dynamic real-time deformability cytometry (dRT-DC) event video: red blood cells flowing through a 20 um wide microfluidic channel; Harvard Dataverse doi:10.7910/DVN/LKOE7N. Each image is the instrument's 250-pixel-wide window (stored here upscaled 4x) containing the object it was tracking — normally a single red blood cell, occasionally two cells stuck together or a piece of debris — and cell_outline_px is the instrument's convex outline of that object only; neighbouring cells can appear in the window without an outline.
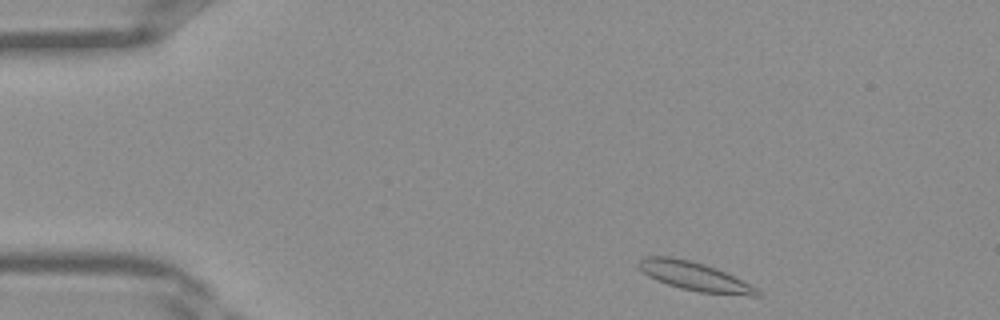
{"species": "Egyptian fruit bat (a non-hibernating species)", "species_latin": "Rousettus aegyptiacus", "temperature_condition": "warm", "stored_images_in_passage": 35, "camera_frame_rate_fps": 3000, "um_per_image_px": 0.085, "frame": {"image": 1, "passage_image": 1, "time_ms": 0.0, "image_size_px": [1000, 320], "cell_outline_px": [[764, 296], [748, 296], [700, 292], [680, 288], [656, 280], [648, 276], [636, 264], [644, 256], [668, 256], [688, 260], [704, 264], [724, 272], [752, 284], [760, 288], [764, 292]], "centroid_in_image_um": [59.13, 23.51], "position_along_channel_um": 25.9, "area_um2": 19.94}}
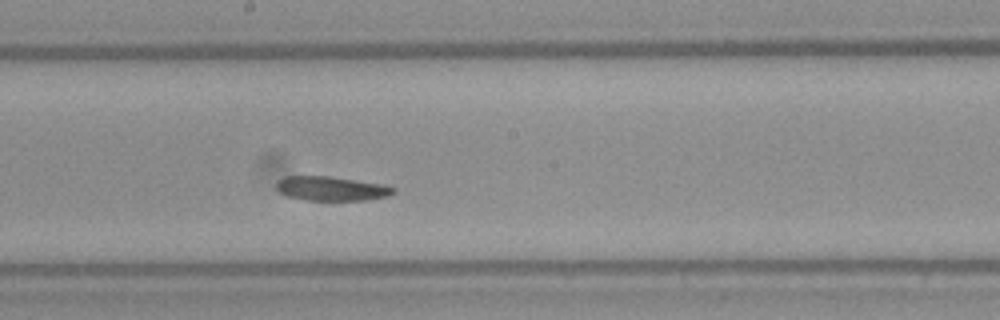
{"frame": {"image": 2, "passage_image": 17, "time_ms": 5.333, "image_size_px": [1000, 320], "cell_outline_px": [[396, 192], [388, 196], [368, 200], [304, 200], [288, 196], [280, 192], [276, 188], [276, 184], [280, 180], [288, 176], [328, 176], [384, 184], [396, 188]], "centroid_in_image_um": [28.22, 16.03], "position_along_channel_um": 220.0, "area_um2": 16.53}}
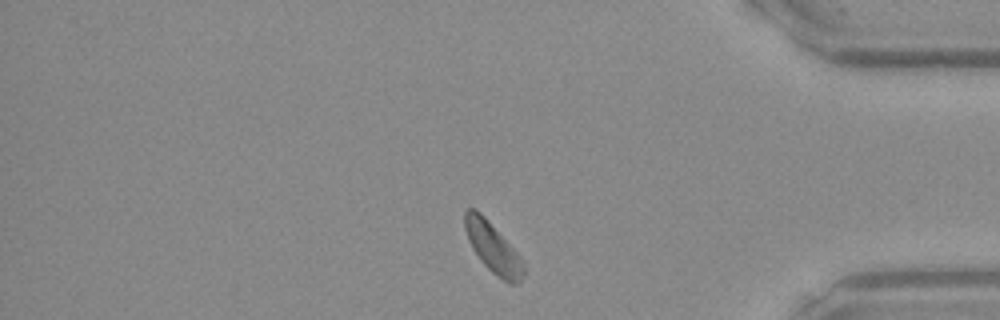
{"frame": {"image": 3, "passage_image": 29, "time_ms": 9.333, "image_size_px": [1000, 320], "cell_outline_px": [[524, 272], [520, 284], [508, 284], [496, 276], [480, 260], [472, 248], [468, 240], [464, 228], [464, 212], [468, 208], [476, 208], [484, 216], [524, 260]], "centroid_in_image_um": [41.9, 21.08], "position_along_channel_um": 393.3, "area_um2": 17.28}}